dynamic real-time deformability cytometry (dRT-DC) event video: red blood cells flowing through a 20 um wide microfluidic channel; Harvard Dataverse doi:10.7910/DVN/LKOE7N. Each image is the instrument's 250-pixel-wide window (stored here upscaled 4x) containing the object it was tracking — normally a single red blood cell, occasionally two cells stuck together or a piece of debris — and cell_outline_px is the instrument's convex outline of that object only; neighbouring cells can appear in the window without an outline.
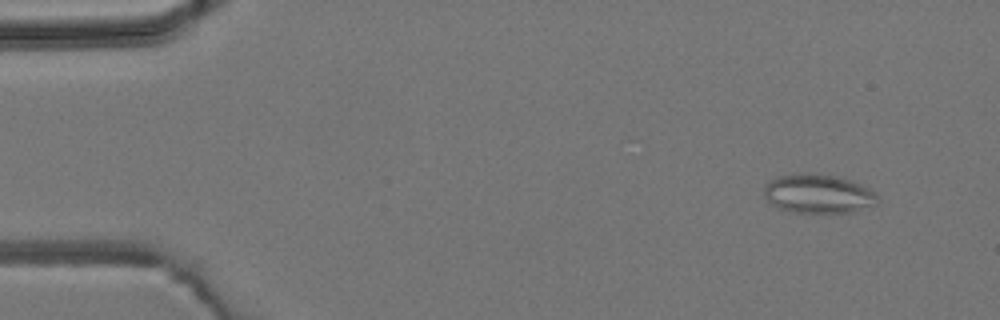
{"species": "common noctule bat (a hibernating species)", "species_latin": "Nyctalus noctula", "temperature_condition": "room temperature", "stored_images_in_passage": 5, "camera_frame_rate_fps": 3000, "um_per_image_px": 0.085, "animal": {"sex": "male", "body_mass_g": 19.2, "forearm_length_mm": 51.8}, "frame": {"image": 1, "passage_image": 2, "time_ms": 1.0, "image_size_px": [1000, 320], "cell_outline_px": [[880, 196], [876, 204], [852, 212], [792, 212], [780, 208], [772, 204], [764, 196], [764, 188], [776, 176], [800, 172], [816, 172], [836, 176], [852, 180], [876, 192]], "centroid_in_image_um": [69.57, 16.44], "position_along_channel_um": 15.4, "area_um2": 26.01}}